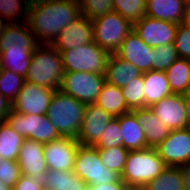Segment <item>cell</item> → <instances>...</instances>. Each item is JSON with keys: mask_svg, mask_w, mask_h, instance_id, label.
Here are the masks:
<instances>
[{"mask_svg": "<svg viewBox=\"0 0 190 190\" xmlns=\"http://www.w3.org/2000/svg\"><path fill=\"white\" fill-rule=\"evenodd\" d=\"M80 16L77 0H31L26 22L39 44L51 45Z\"/></svg>", "mask_w": 190, "mask_h": 190, "instance_id": "obj_1", "label": "cell"}, {"mask_svg": "<svg viewBox=\"0 0 190 190\" xmlns=\"http://www.w3.org/2000/svg\"><path fill=\"white\" fill-rule=\"evenodd\" d=\"M63 76L60 52L50 44H39L32 52L25 81L57 91Z\"/></svg>", "mask_w": 190, "mask_h": 190, "instance_id": "obj_2", "label": "cell"}, {"mask_svg": "<svg viewBox=\"0 0 190 190\" xmlns=\"http://www.w3.org/2000/svg\"><path fill=\"white\" fill-rule=\"evenodd\" d=\"M167 166L154 147L129 151L120 179L130 190H142Z\"/></svg>", "mask_w": 190, "mask_h": 190, "instance_id": "obj_3", "label": "cell"}, {"mask_svg": "<svg viewBox=\"0 0 190 190\" xmlns=\"http://www.w3.org/2000/svg\"><path fill=\"white\" fill-rule=\"evenodd\" d=\"M85 109V103L57 90L53 94L46 116L61 137L77 139Z\"/></svg>", "mask_w": 190, "mask_h": 190, "instance_id": "obj_4", "label": "cell"}, {"mask_svg": "<svg viewBox=\"0 0 190 190\" xmlns=\"http://www.w3.org/2000/svg\"><path fill=\"white\" fill-rule=\"evenodd\" d=\"M64 72L105 74L109 53L95 41L70 50H58Z\"/></svg>", "mask_w": 190, "mask_h": 190, "instance_id": "obj_5", "label": "cell"}, {"mask_svg": "<svg viewBox=\"0 0 190 190\" xmlns=\"http://www.w3.org/2000/svg\"><path fill=\"white\" fill-rule=\"evenodd\" d=\"M73 171L88 186L114 183L120 179L117 172L102 164L99 150L91 145H79Z\"/></svg>", "mask_w": 190, "mask_h": 190, "instance_id": "obj_6", "label": "cell"}, {"mask_svg": "<svg viewBox=\"0 0 190 190\" xmlns=\"http://www.w3.org/2000/svg\"><path fill=\"white\" fill-rule=\"evenodd\" d=\"M94 41L109 54H115L133 30V24L112 11L92 20Z\"/></svg>", "mask_w": 190, "mask_h": 190, "instance_id": "obj_7", "label": "cell"}, {"mask_svg": "<svg viewBox=\"0 0 190 190\" xmlns=\"http://www.w3.org/2000/svg\"><path fill=\"white\" fill-rule=\"evenodd\" d=\"M5 121L25 139L45 144L61 137L46 115L22 114L11 110Z\"/></svg>", "mask_w": 190, "mask_h": 190, "instance_id": "obj_8", "label": "cell"}, {"mask_svg": "<svg viewBox=\"0 0 190 190\" xmlns=\"http://www.w3.org/2000/svg\"><path fill=\"white\" fill-rule=\"evenodd\" d=\"M105 82V74L64 72L59 90L82 103L93 104Z\"/></svg>", "mask_w": 190, "mask_h": 190, "instance_id": "obj_9", "label": "cell"}, {"mask_svg": "<svg viewBox=\"0 0 190 190\" xmlns=\"http://www.w3.org/2000/svg\"><path fill=\"white\" fill-rule=\"evenodd\" d=\"M166 166L182 167L190 163V129L170 130L155 147Z\"/></svg>", "mask_w": 190, "mask_h": 190, "instance_id": "obj_10", "label": "cell"}, {"mask_svg": "<svg viewBox=\"0 0 190 190\" xmlns=\"http://www.w3.org/2000/svg\"><path fill=\"white\" fill-rule=\"evenodd\" d=\"M55 90L25 81L12 102V110L22 114L46 115Z\"/></svg>", "mask_w": 190, "mask_h": 190, "instance_id": "obj_11", "label": "cell"}, {"mask_svg": "<svg viewBox=\"0 0 190 190\" xmlns=\"http://www.w3.org/2000/svg\"><path fill=\"white\" fill-rule=\"evenodd\" d=\"M80 143L73 137H60L44 144V157L48 170L73 171Z\"/></svg>", "mask_w": 190, "mask_h": 190, "instance_id": "obj_12", "label": "cell"}, {"mask_svg": "<svg viewBox=\"0 0 190 190\" xmlns=\"http://www.w3.org/2000/svg\"><path fill=\"white\" fill-rule=\"evenodd\" d=\"M178 24L144 16L133 24L134 31L150 47L174 42Z\"/></svg>", "mask_w": 190, "mask_h": 190, "instance_id": "obj_13", "label": "cell"}, {"mask_svg": "<svg viewBox=\"0 0 190 190\" xmlns=\"http://www.w3.org/2000/svg\"><path fill=\"white\" fill-rule=\"evenodd\" d=\"M116 54L142 73L153 70L154 48L147 45L134 29L128 34Z\"/></svg>", "mask_w": 190, "mask_h": 190, "instance_id": "obj_14", "label": "cell"}, {"mask_svg": "<svg viewBox=\"0 0 190 190\" xmlns=\"http://www.w3.org/2000/svg\"><path fill=\"white\" fill-rule=\"evenodd\" d=\"M92 20L80 16L68 24L51 44L57 50L76 49L94 41Z\"/></svg>", "mask_w": 190, "mask_h": 190, "instance_id": "obj_15", "label": "cell"}, {"mask_svg": "<svg viewBox=\"0 0 190 190\" xmlns=\"http://www.w3.org/2000/svg\"><path fill=\"white\" fill-rule=\"evenodd\" d=\"M113 118L112 115L104 111L97 104H86L77 141L81 145L93 146L99 140L104 129Z\"/></svg>", "mask_w": 190, "mask_h": 190, "instance_id": "obj_16", "label": "cell"}, {"mask_svg": "<svg viewBox=\"0 0 190 190\" xmlns=\"http://www.w3.org/2000/svg\"><path fill=\"white\" fill-rule=\"evenodd\" d=\"M17 163L22 175L42 181L48 170L44 157V144L25 139L20 148Z\"/></svg>", "mask_w": 190, "mask_h": 190, "instance_id": "obj_17", "label": "cell"}, {"mask_svg": "<svg viewBox=\"0 0 190 190\" xmlns=\"http://www.w3.org/2000/svg\"><path fill=\"white\" fill-rule=\"evenodd\" d=\"M150 108L169 130L186 128V109L182 94L172 93Z\"/></svg>", "mask_w": 190, "mask_h": 190, "instance_id": "obj_18", "label": "cell"}, {"mask_svg": "<svg viewBox=\"0 0 190 190\" xmlns=\"http://www.w3.org/2000/svg\"><path fill=\"white\" fill-rule=\"evenodd\" d=\"M38 45L27 22L7 24L0 39V51H34Z\"/></svg>", "mask_w": 190, "mask_h": 190, "instance_id": "obj_19", "label": "cell"}, {"mask_svg": "<svg viewBox=\"0 0 190 190\" xmlns=\"http://www.w3.org/2000/svg\"><path fill=\"white\" fill-rule=\"evenodd\" d=\"M143 128L144 136L148 147H156L169 134L170 130L157 118L150 107H143L131 111Z\"/></svg>", "mask_w": 190, "mask_h": 190, "instance_id": "obj_20", "label": "cell"}, {"mask_svg": "<svg viewBox=\"0 0 190 190\" xmlns=\"http://www.w3.org/2000/svg\"><path fill=\"white\" fill-rule=\"evenodd\" d=\"M141 74L142 72L137 67L121 59L116 53L109 55L105 71L107 83L122 88Z\"/></svg>", "mask_w": 190, "mask_h": 190, "instance_id": "obj_21", "label": "cell"}, {"mask_svg": "<svg viewBox=\"0 0 190 190\" xmlns=\"http://www.w3.org/2000/svg\"><path fill=\"white\" fill-rule=\"evenodd\" d=\"M145 15L180 24L184 15V0H146Z\"/></svg>", "mask_w": 190, "mask_h": 190, "instance_id": "obj_22", "label": "cell"}, {"mask_svg": "<svg viewBox=\"0 0 190 190\" xmlns=\"http://www.w3.org/2000/svg\"><path fill=\"white\" fill-rule=\"evenodd\" d=\"M144 78V107H151L163 97L172 94L166 73L150 70L143 73Z\"/></svg>", "mask_w": 190, "mask_h": 190, "instance_id": "obj_23", "label": "cell"}, {"mask_svg": "<svg viewBox=\"0 0 190 190\" xmlns=\"http://www.w3.org/2000/svg\"><path fill=\"white\" fill-rule=\"evenodd\" d=\"M119 127L123 137V147L128 151L148 148L143 128L130 111L119 116Z\"/></svg>", "mask_w": 190, "mask_h": 190, "instance_id": "obj_24", "label": "cell"}, {"mask_svg": "<svg viewBox=\"0 0 190 190\" xmlns=\"http://www.w3.org/2000/svg\"><path fill=\"white\" fill-rule=\"evenodd\" d=\"M44 188L51 190H88V185L74 171L47 170L42 180Z\"/></svg>", "mask_w": 190, "mask_h": 190, "instance_id": "obj_25", "label": "cell"}, {"mask_svg": "<svg viewBox=\"0 0 190 190\" xmlns=\"http://www.w3.org/2000/svg\"><path fill=\"white\" fill-rule=\"evenodd\" d=\"M113 117L130 112L128 109L121 89L115 85L104 83L95 103Z\"/></svg>", "mask_w": 190, "mask_h": 190, "instance_id": "obj_26", "label": "cell"}, {"mask_svg": "<svg viewBox=\"0 0 190 190\" xmlns=\"http://www.w3.org/2000/svg\"><path fill=\"white\" fill-rule=\"evenodd\" d=\"M165 73L172 93L190 92V59L178 58Z\"/></svg>", "mask_w": 190, "mask_h": 190, "instance_id": "obj_27", "label": "cell"}, {"mask_svg": "<svg viewBox=\"0 0 190 190\" xmlns=\"http://www.w3.org/2000/svg\"><path fill=\"white\" fill-rule=\"evenodd\" d=\"M142 190H186L181 167L167 166L159 176L148 182Z\"/></svg>", "mask_w": 190, "mask_h": 190, "instance_id": "obj_28", "label": "cell"}, {"mask_svg": "<svg viewBox=\"0 0 190 190\" xmlns=\"http://www.w3.org/2000/svg\"><path fill=\"white\" fill-rule=\"evenodd\" d=\"M25 140L6 121H0V156L4 159L17 161L20 148Z\"/></svg>", "mask_w": 190, "mask_h": 190, "instance_id": "obj_29", "label": "cell"}, {"mask_svg": "<svg viewBox=\"0 0 190 190\" xmlns=\"http://www.w3.org/2000/svg\"><path fill=\"white\" fill-rule=\"evenodd\" d=\"M33 51H0V69L26 77Z\"/></svg>", "mask_w": 190, "mask_h": 190, "instance_id": "obj_30", "label": "cell"}, {"mask_svg": "<svg viewBox=\"0 0 190 190\" xmlns=\"http://www.w3.org/2000/svg\"><path fill=\"white\" fill-rule=\"evenodd\" d=\"M31 0H0V19L8 24L27 21Z\"/></svg>", "mask_w": 190, "mask_h": 190, "instance_id": "obj_31", "label": "cell"}, {"mask_svg": "<svg viewBox=\"0 0 190 190\" xmlns=\"http://www.w3.org/2000/svg\"><path fill=\"white\" fill-rule=\"evenodd\" d=\"M146 0H113V9L132 24L146 13Z\"/></svg>", "mask_w": 190, "mask_h": 190, "instance_id": "obj_32", "label": "cell"}, {"mask_svg": "<svg viewBox=\"0 0 190 190\" xmlns=\"http://www.w3.org/2000/svg\"><path fill=\"white\" fill-rule=\"evenodd\" d=\"M120 89L130 111L144 107L143 73Z\"/></svg>", "mask_w": 190, "mask_h": 190, "instance_id": "obj_33", "label": "cell"}, {"mask_svg": "<svg viewBox=\"0 0 190 190\" xmlns=\"http://www.w3.org/2000/svg\"><path fill=\"white\" fill-rule=\"evenodd\" d=\"M24 82L25 77L10 70L0 69V92L9 102L15 100Z\"/></svg>", "mask_w": 190, "mask_h": 190, "instance_id": "obj_34", "label": "cell"}, {"mask_svg": "<svg viewBox=\"0 0 190 190\" xmlns=\"http://www.w3.org/2000/svg\"><path fill=\"white\" fill-rule=\"evenodd\" d=\"M98 150L102 164L107 169L113 170L121 175L124 170L129 151L121 146Z\"/></svg>", "mask_w": 190, "mask_h": 190, "instance_id": "obj_35", "label": "cell"}, {"mask_svg": "<svg viewBox=\"0 0 190 190\" xmlns=\"http://www.w3.org/2000/svg\"><path fill=\"white\" fill-rule=\"evenodd\" d=\"M93 146L97 149L117 146L123 147V137L119 127V117H114L113 120L108 123L103 134H101V137Z\"/></svg>", "mask_w": 190, "mask_h": 190, "instance_id": "obj_36", "label": "cell"}, {"mask_svg": "<svg viewBox=\"0 0 190 190\" xmlns=\"http://www.w3.org/2000/svg\"><path fill=\"white\" fill-rule=\"evenodd\" d=\"M81 15L87 19L94 20L114 11L113 0H77Z\"/></svg>", "mask_w": 190, "mask_h": 190, "instance_id": "obj_37", "label": "cell"}, {"mask_svg": "<svg viewBox=\"0 0 190 190\" xmlns=\"http://www.w3.org/2000/svg\"><path fill=\"white\" fill-rule=\"evenodd\" d=\"M178 58L174 42L155 47L153 70L165 72Z\"/></svg>", "mask_w": 190, "mask_h": 190, "instance_id": "obj_38", "label": "cell"}, {"mask_svg": "<svg viewBox=\"0 0 190 190\" xmlns=\"http://www.w3.org/2000/svg\"><path fill=\"white\" fill-rule=\"evenodd\" d=\"M174 46L179 58L190 59V26L178 24Z\"/></svg>", "mask_w": 190, "mask_h": 190, "instance_id": "obj_39", "label": "cell"}, {"mask_svg": "<svg viewBox=\"0 0 190 190\" xmlns=\"http://www.w3.org/2000/svg\"><path fill=\"white\" fill-rule=\"evenodd\" d=\"M21 175V169L17 161L2 160L0 163V181L4 182L10 188H13Z\"/></svg>", "mask_w": 190, "mask_h": 190, "instance_id": "obj_40", "label": "cell"}, {"mask_svg": "<svg viewBox=\"0 0 190 190\" xmlns=\"http://www.w3.org/2000/svg\"><path fill=\"white\" fill-rule=\"evenodd\" d=\"M43 188L42 181L33 179L30 176L21 175L12 190H42Z\"/></svg>", "mask_w": 190, "mask_h": 190, "instance_id": "obj_41", "label": "cell"}, {"mask_svg": "<svg viewBox=\"0 0 190 190\" xmlns=\"http://www.w3.org/2000/svg\"><path fill=\"white\" fill-rule=\"evenodd\" d=\"M88 190H130V189L121 179H119L117 182L114 183L89 185Z\"/></svg>", "mask_w": 190, "mask_h": 190, "instance_id": "obj_42", "label": "cell"}, {"mask_svg": "<svg viewBox=\"0 0 190 190\" xmlns=\"http://www.w3.org/2000/svg\"><path fill=\"white\" fill-rule=\"evenodd\" d=\"M12 110V103L9 102L0 92V121H4L8 113Z\"/></svg>", "mask_w": 190, "mask_h": 190, "instance_id": "obj_43", "label": "cell"}, {"mask_svg": "<svg viewBox=\"0 0 190 190\" xmlns=\"http://www.w3.org/2000/svg\"><path fill=\"white\" fill-rule=\"evenodd\" d=\"M186 109V128L190 129V92L183 95Z\"/></svg>", "mask_w": 190, "mask_h": 190, "instance_id": "obj_44", "label": "cell"}, {"mask_svg": "<svg viewBox=\"0 0 190 190\" xmlns=\"http://www.w3.org/2000/svg\"><path fill=\"white\" fill-rule=\"evenodd\" d=\"M185 180V189L190 190V163L181 167Z\"/></svg>", "mask_w": 190, "mask_h": 190, "instance_id": "obj_45", "label": "cell"}, {"mask_svg": "<svg viewBox=\"0 0 190 190\" xmlns=\"http://www.w3.org/2000/svg\"><path fill=\"white\" fill-rule=\"evenodd\" d=\"M181 23L190 26V3L184 5V15Z\"/></svg>", "mask_w": 190, "mask_h": 190, "instance_id": "obj_46", "label": "cell"}, {"mask_svg": "<svg viewBox=\"0 0 190 190\" xmlns=\"http://www.w3.org/2000/svg\"><path fill=\"white\" fill-rule=\"evenodd\" d=\"M7 24H8L7 22H4L3 20L0 19V39L3 36Z\"/></svg>", "mask_w": 190, "mask_h": 190, "instance_id": "obj_47", "label": "cell"}, {"mask_svg": "<svg viewBox=\"0 0 190 190\" xmlns=\"http://www.w3.org/2000/svg\"><path fill=\"white\" fill-rule=\"evenodd\" d=\"M0 190H12V188H10L4 182L0 181Z\"/></svg>", "mask_w": 190, "mask_h": 190, "instance_id": "obj_48", "label": "cell"}, {"mask_svg": "<svg viewBox=\"0 0 190 190\" xmlns=\"http://www.w3.org/2000/svg\"><path fill=\"white\" fill-rule=\"evenodd\" d=\"M184 3L185 4L190 3V0H184Z\"/></svg>", "mask_w": 190, "mask_h": 190, "instance_id": "obj_49", "label": "cell"}, {"mask_svg": "<svg viewBox=\"0 0 190 190\" xmlns=\"http://www.w3.org/2000/svg\"><path fill=\"white\" fill-rule=\"evenodd\" d=\"M2 160H4V158L0 156V163L2 162Z\"/></svg>", "mask_w": 190, "mask_h": 190, "instance_id": "obj_50", "label": "cell"}]
</instances>
